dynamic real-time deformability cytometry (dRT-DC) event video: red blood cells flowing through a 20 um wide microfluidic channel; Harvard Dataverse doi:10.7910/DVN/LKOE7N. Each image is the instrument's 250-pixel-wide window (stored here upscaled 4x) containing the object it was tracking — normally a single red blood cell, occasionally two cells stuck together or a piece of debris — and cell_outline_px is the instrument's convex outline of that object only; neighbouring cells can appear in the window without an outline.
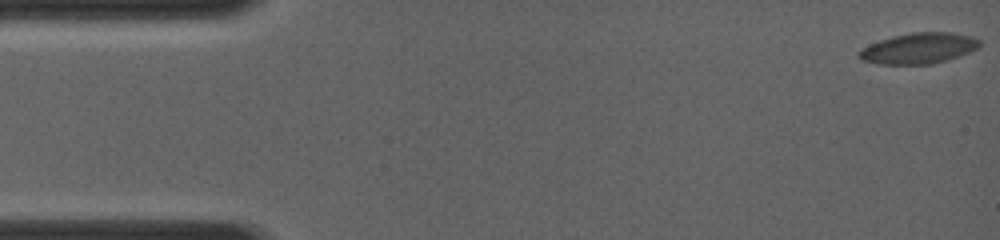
{"species": "common noctule bat (a hibernating species)", "species_latin": "Nyctalus noctula", "temperature_condition": "room temperature", "stored_images_in_passage": 11, "camera_frame_rate_fps": 4000, "um_per_image_px": 0.085, "animal": {"sex": "female", "body_mass_g": 19.0, "forearm_length_mm": 56.7}, "frame": {"image": 1, "passage_image": 1, "time_ms": 0.0, "image_size_px": [1000, 240], "cell_outline_px": [[980, 48], [960, 56], [948, 60], [932, 64], [876, 64], [860, 60], [856, 56], [860, 48], [880, 40], [892, 36], [912, 32], [952, 32], [972, 36], [980, 40]], "centroid_in_image_um": [78.09, 4.11], "position_along_channel_um": 6.9, "area_um2": 22.02}}
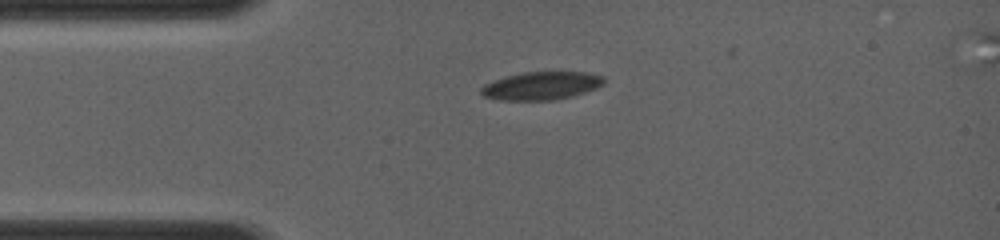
{"frame": {"image": 2, "passage_image": 6, "time_ms": 3.5, "image_size_px": [1000, 240], "cell_outline_px": [[604, 84], [596, 88], [572, 96], [556, 100], [500, 100], [484, 96], [480, 92], [480, 88], [484, 84], [508, 76], [524, 72], [588, 72], [604, 76]], "centroid_in_image_um": [46.04, 7.29], "position_along_channel_um": 39.0, "area_um2": 20.0}}
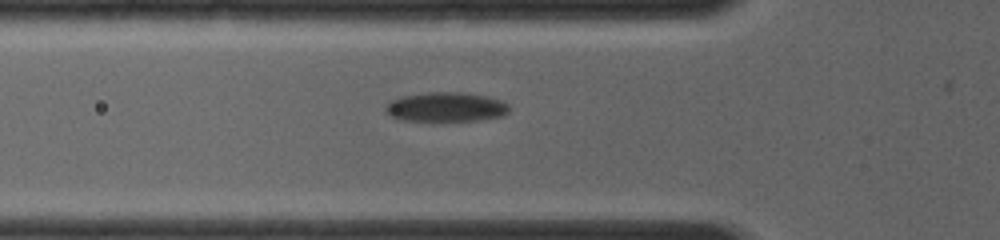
{"frame": {"image": 3, "passage_image": 9, "time_ms": 5.25, "image_size_px": [1000, 240], "cell_outline_px": [[508, 112], [504, 116], [476, 120], [404, 120], [392, 116], [384, 112], [384, 108], [392, 100], [404, 96], [428, 92], [460, 92], [488, 96], [500, 100], [508, 104]], "centroid_in_image_um": [37.93, 9.08], "position_along_channel_um": 87.9, "area_um2": 20.92}}